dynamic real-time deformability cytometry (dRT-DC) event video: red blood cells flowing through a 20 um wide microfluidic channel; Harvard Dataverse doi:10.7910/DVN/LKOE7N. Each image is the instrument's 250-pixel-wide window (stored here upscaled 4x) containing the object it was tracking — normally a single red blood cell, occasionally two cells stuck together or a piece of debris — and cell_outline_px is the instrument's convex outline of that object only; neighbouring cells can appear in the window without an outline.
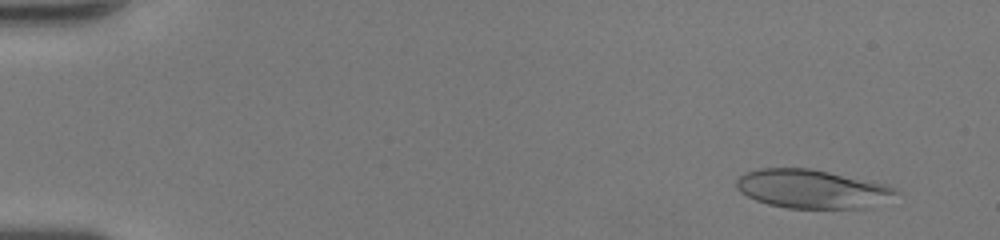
{"species": "human", "species_latin": "Homo sapiens", "temperature_condition": "room temperature", "stored_images_in_passage": 49, "camera_frame_rate_fps": 3000, "um_per_image_px": 0.085, "donor": {"sex": "female"}, "frame": {"image": 1, "passage_image": 4, "time_ms": 1.0, "image_size_px": [1000, 240], "cell_outline_px": [[900, 192], [860, 208], [788, 208], [768, 204], [756, 200], [740, 192], [736, 188], [736, 180], [744, 172], [760, 168], [808, 168], [888, 184], [896, 188]], "centroid_in_image_um": [68.92, 16.04], "position_along_channel_um": 16.1, "area_um2": 35.37}}
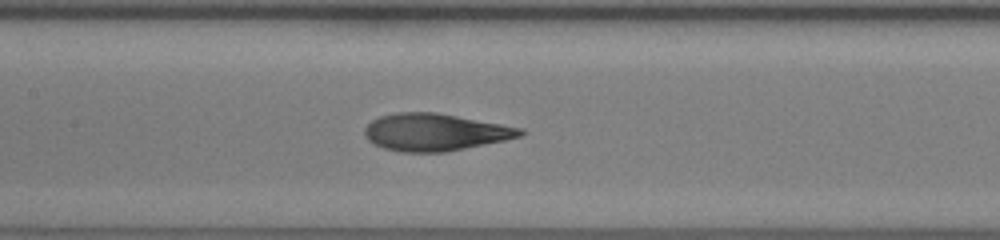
{"frame": {"image": 2, "passage_image": 25, "time_ms": 8.0, "image_size_px": [1000, 240], "cell_outline_px": [[528, 132], [524, 136], [444, 152], [400, 152], [384, 148], [372, 144], [364, 136], [364, 128], [372, 120], [380, 116], [396, 112], [436, 112], [524, 128]], "centroid_in_image_um": [36.98, 11.23], "position_along_channel_um": 170.4, "area_um2": 33.93}}
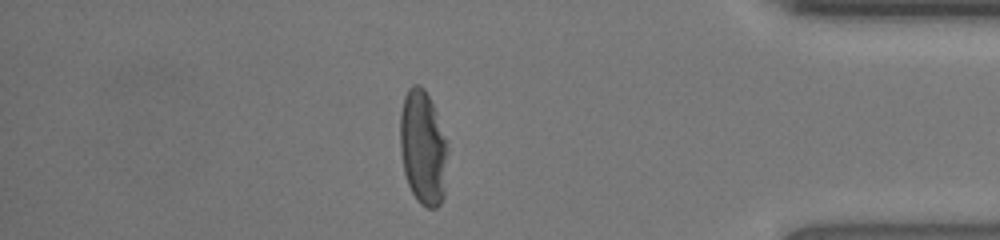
{"frame": {"image": 3, "passage_image": 43, "time_ms": 14.0, "image_size_px": [1000, 240], "cell_outline_px": [[448, 148], [444, 196], [440, 204], [436, 208], [428, 208], [420, 204], [416, 200], [408, 184], [404, 172], [400, 152], [400, 112], [404, 96], [408, 88], [412, 84], [420, 84], [424, 88], [432, 104], [448, 140]], "centroid_in_image_um": [35.96, 12.55], "position_along_channel_um": 399.2, "area_um2": 32.25}, "authors_computed_cell_mechanics": {"area_um2": 33.9286, "velocity_mm_per_s": 4.2824, "shape_relaxation_time_tau1_ms": 5.1528, "shape_relaxation_time_tau2_ms": 1.2001, "deformation_change_tau1": 0.2224, "deformation_change_tau2": 0.0912}}